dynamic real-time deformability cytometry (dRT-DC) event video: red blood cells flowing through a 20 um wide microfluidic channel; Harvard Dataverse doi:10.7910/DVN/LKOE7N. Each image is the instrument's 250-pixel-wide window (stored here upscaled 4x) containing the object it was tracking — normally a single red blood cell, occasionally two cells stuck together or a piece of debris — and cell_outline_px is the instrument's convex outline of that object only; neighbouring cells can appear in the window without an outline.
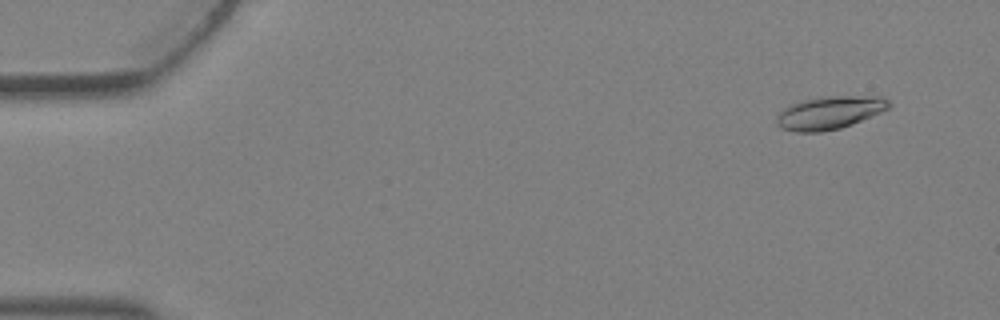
{"species": "Egyptian fruit bat (a non-hibernating species)", "species_latin": "Rousettus aegyptiacus", "temperature_condition": "warm", "stored_images_in_passage": 6, "camera_frame_rate_fps": 3000, "um_per_image_px": 0.085, "animal": {"sex": "female"}, "frame": {"image": 1, "passage_image": 6, "time_ms": 1.667, "image_size_px": [1000, 320], "cell_outline_px": [[892, 104], [888, 108], [880, 112], [852, 124], [840, 128], [820, 132], [796, 132], [780, 128], [776, 124], [776, 116], [788, 104], [800, 100], [820, 96], [880, 96], [888, 100]], "centroid_in_image_um": [70.46, 9.57], "position_along_channel_um": 14.5, "area_um2": 21.79}}